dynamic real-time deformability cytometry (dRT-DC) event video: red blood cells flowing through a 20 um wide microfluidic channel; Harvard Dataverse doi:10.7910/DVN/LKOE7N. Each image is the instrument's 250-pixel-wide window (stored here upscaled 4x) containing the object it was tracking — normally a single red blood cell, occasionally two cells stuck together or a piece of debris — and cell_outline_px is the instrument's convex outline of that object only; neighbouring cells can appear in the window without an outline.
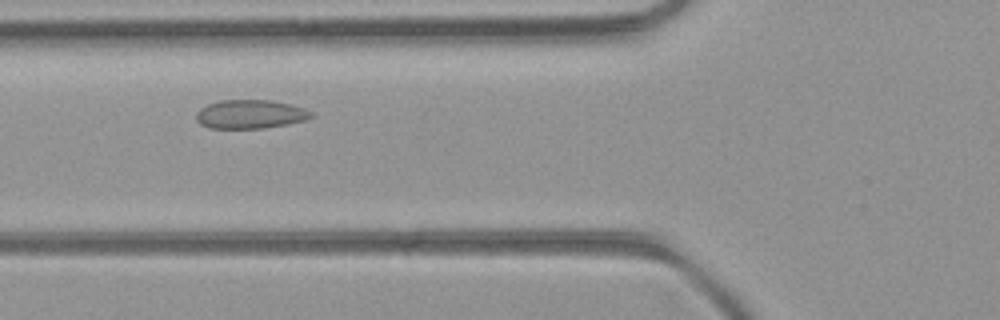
{"species": "common noctule bat (a hibernating species)", "species_latin": "Nyctalus noctula", "temperature_condition": "room temperature", "stored_images_in_passage": 30, "camera_frame_rate_fps": 3000, "um_per_image_px": 0.085, "animal": {"sex": "female", "body_mass_g": 21.9}, "frame": {"image": 1, "passage_image": 5, "time_ms": 1.333, "image_size_px": [1000, 320], "cell_outline_px": [[316, 116], [304, 120], [288, 124], [264, 128], [208, 128], [200, 124], [196, 120], [196, 112], [200, 108], [208, 104], [220, 100], [272, 100], [304, 108], [312, 112]], "centroid_in_image_um": [21.26, 9.71], "position_along_channel_um": 104.5, "area_um2": 19.36}}
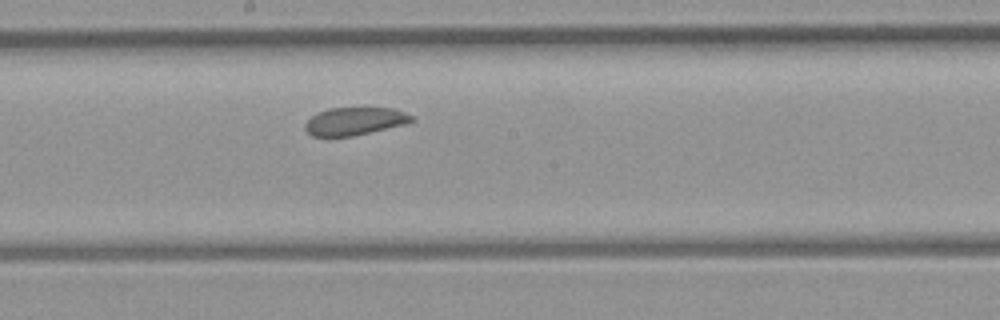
{"frame": {"image": 2, "passage_image": 13, "time_ms": 4.0, "image_size_px": [1000, 320], "cell_outline_px": [[416, 120], [408, 124], [352, 136], [312, 136], [304, 128], [304, 124], [312, 116], [328, 108], [392, 108], [404, 112], [412, 116]], "centroid_in_image_um": [30.18, 10.3], "position_along_channel_um": 218.0, "area_um2": 17.22}}
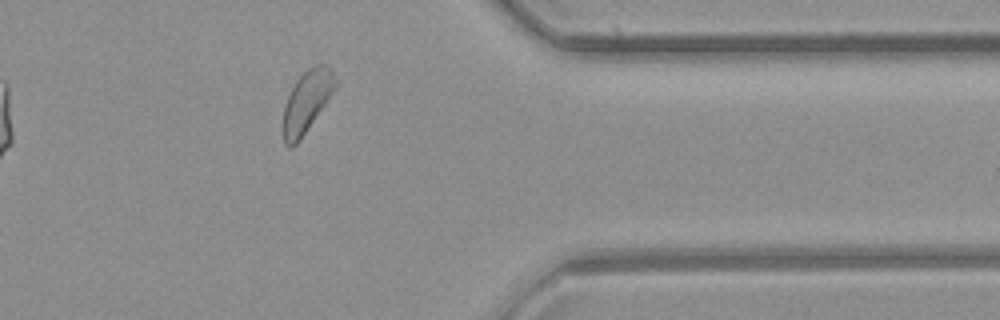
{"frame": {"image": 3, "passage_image": 26, "time_ms": 8.333, "image_size_px": [1000, 320], "cell_outline_px": [[336, 84], [324, 104], [300, 140], [292, 148], [288, 148], [284, 144], [284, 108], [288, 96], [296, 80], [308, 68], [316, 64], [328, 64], [332, 68], [336, 80]], "centroid_in_image_um": [26.07, 8.61], "position_along_channel_um": 385.3, "area_um2": 18.26}}